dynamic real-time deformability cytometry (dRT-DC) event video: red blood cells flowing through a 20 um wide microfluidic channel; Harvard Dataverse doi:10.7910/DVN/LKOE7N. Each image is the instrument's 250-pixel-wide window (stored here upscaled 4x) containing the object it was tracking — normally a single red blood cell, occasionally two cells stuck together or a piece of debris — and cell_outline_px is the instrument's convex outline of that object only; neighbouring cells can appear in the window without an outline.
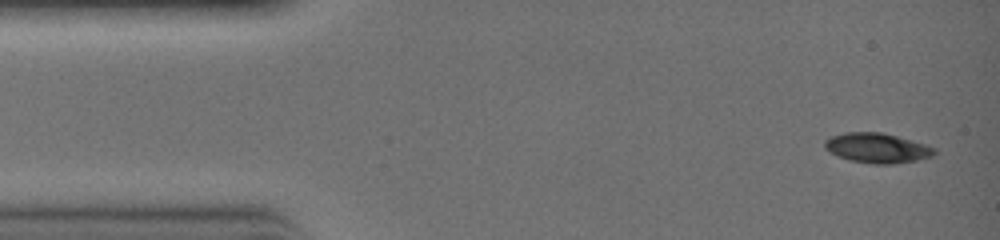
{"species": "common noctule bat (a hibernating species)", "species_latin": "Nyctalus noctula", "temperature_condition": "warm", "stored_images_in_passage": 8, "camera_frame_rate_fps": 3000, "um_per_image_px": 0.085, "animal": {"sex": "female", "body_mass_g": 19.0, "forearm_length_mm": 51.5}, "frame": {"image": 1, "passage_image": 1, "time_ms": 0.0, "image_size_px": [1000, 240], "cell_outline_px": [[936, 152], [932, 156], [916, 160], [892, 164], [872, 164], [848, 160], [828, 152], [824, 148], [824, 140], [832, 136], [844, 132], [884, 132], [912, 140], [936, 148]], "centroid_in_image_um": [74.52, 12.57], "position_along_channel_um": 10.5, "area_um2": 19.25}}
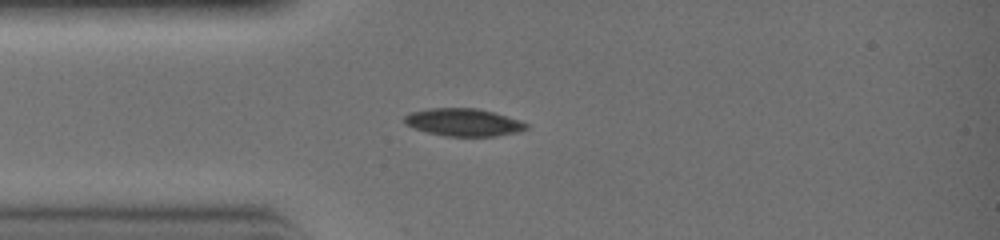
{"frame": {"image": 2, "passage_image": 7, "time_ms": 2.0, "image_size_px": [1000, 240], "cell_outline_px": [[528, 128], [516, 132], [496, 136], [444, 136], [412, 128], [404, 124], [404, 116], [412, 112], [428, 108], [476, 108], [492, 112], [520, 120], [528, 124]], "centroid_in_image_um": [39.36, 10.4], "position_along_channel_um": 45.6, "area_um2": 19.54}}